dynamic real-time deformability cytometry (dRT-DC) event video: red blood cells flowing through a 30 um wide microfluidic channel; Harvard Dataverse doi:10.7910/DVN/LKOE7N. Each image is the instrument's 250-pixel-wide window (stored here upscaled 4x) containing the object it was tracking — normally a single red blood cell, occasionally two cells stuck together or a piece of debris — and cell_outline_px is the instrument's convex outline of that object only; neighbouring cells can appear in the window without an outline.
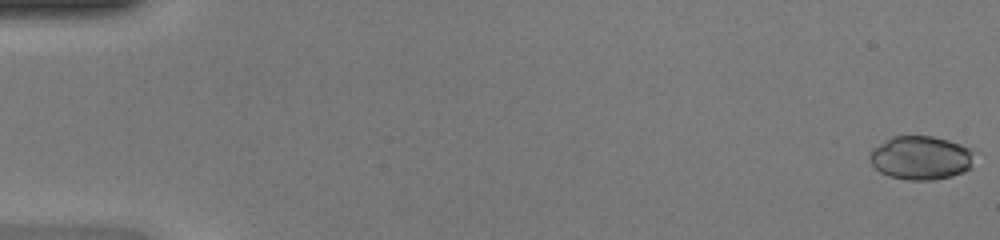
{"species": "common noctule bat (a hibernating species)", "species_latin": "Nyctalus noctula", "temperature_condition": "warm", "stored_images_in_passage": 48, "camera_frame_rate_fps": 3000, "um_per_image_px": 0.085, "animal": {"sex": "female", "body_mass_g": 20.0, "forearm_length_mm": 54.0}, "frame": {"image": 1, "passage_image": 1, "time_ms": 0.0, "image_size_px": [1000, 240], "cell_outline_px": [[972, 168], [964, 172], [952, 176], [932, 180], [908, 180], [888, 176], [880, 172], [868, 160], [868, 156], [872, 148], [892, 136], [932, 136], [948, 140], [960, 144], [968, 148], [972, 152]], "centroid_in_image_um": [78.24, 13.42], "position_along_channel_um": 6.8, "area_um2": 26.76}}
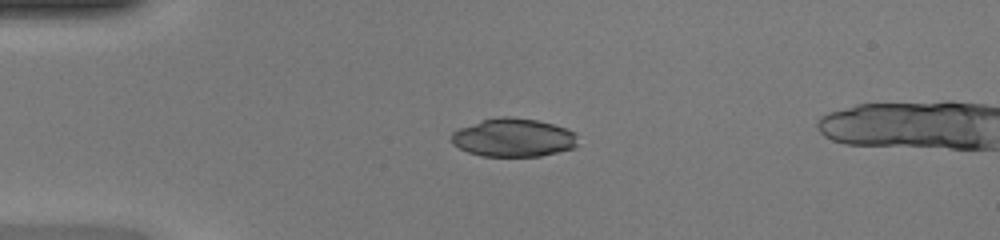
{"frame": {"image": 2, "passage_image": 13, "time_ms": 4.0, "image_size_px": [1000, 240], "cell_outline_px": [[576, 148], [540, 156], [480, 156], [468, 152], [452, 144], [452, 132], [460, 128], [480, 120], [500, 116], [508, 116], [536, 120], [552, 124], [576, 132]], "centroid_in_image_um": [43.63, 11.7], "position_along_channel_um": 41.4, "area_um2": 28.26}}